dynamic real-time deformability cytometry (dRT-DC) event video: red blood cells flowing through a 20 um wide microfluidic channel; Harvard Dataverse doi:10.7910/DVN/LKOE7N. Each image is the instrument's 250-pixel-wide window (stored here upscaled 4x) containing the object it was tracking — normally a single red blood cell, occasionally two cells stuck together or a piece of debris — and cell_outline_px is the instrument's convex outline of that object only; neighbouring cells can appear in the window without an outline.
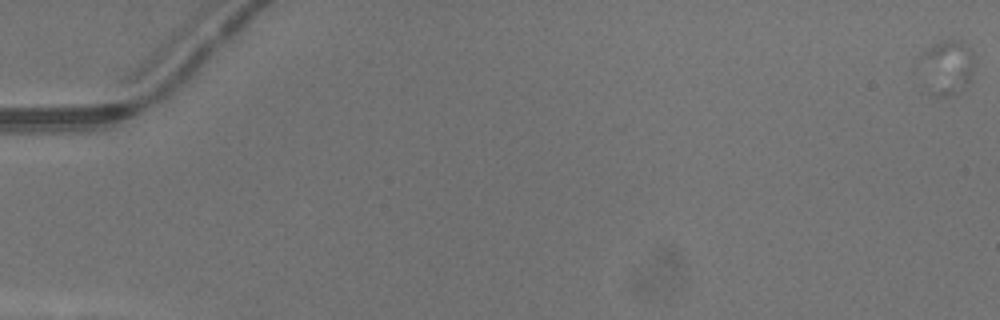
{"species": "common noctule bat (a hibernating species)", "species_latin": "Nyctalus noctula", "temperature_condition": "warm", "stored_images_in_passage": 20, "camera_frame_rate_fps": 3000, "um_per_image_px": 0.085, "animal": {"sex": "male", "body_mass_g": 13.3}, "frame": {"image": 1, "passage_image": 1, "time_ms": 0.0, "image_size_px": [1000, 320], "cell_outline_px": [[976, 64], [972, 80], [956, 96], [928, 96], [920, 92], [916, 68], [916, 60], [928, 48], [936, 44], [948, 40], [960, 40], [976, 56]], "centroid_in_image_um": [80.37, 5.85], "position_along_channel_um": 4.6, "area_um2": 19.42}}
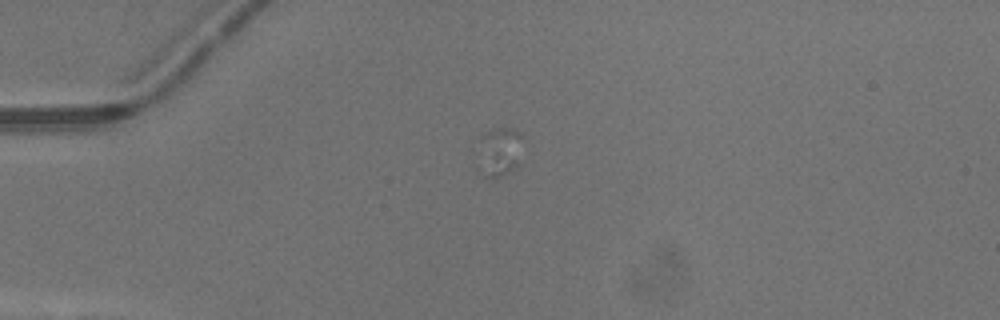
{"frame": {"image": 2, "passage_image": 15, "time_ms": 4.667, "image_size_px": [1000, 320], "cell_outline_px": [[520, 136], [516, 168], [492, 180], [484, 176], [476, 168], [480, 136], [484, 132], [492, 128], [516, 128], [520, 132]], "centroid_in_image_um": [42.33, 12.91], "position_along_channel_um": 42.7, "area_um2": 13.06}}
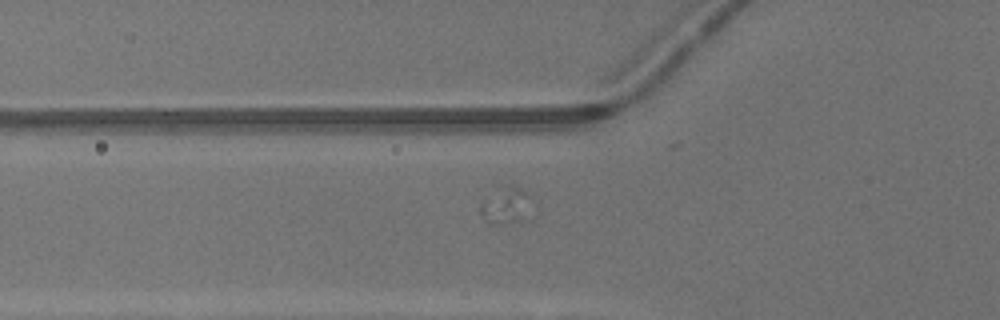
{"frame": {"image": 3, "passage_image": 20, "time_ms": 6.333, "image_size_px": [1000, 320], "cell_outline_px": [[532, 196], [520, 220], [500, 224], [488, 224], [480, 212], [480, 204], [484, 200], [512, 184], [520, 188]], "centroid_in_image_um": [42.95, 17.48], "position_along_channel_um": 82.8, "area_um2": 10.06}}